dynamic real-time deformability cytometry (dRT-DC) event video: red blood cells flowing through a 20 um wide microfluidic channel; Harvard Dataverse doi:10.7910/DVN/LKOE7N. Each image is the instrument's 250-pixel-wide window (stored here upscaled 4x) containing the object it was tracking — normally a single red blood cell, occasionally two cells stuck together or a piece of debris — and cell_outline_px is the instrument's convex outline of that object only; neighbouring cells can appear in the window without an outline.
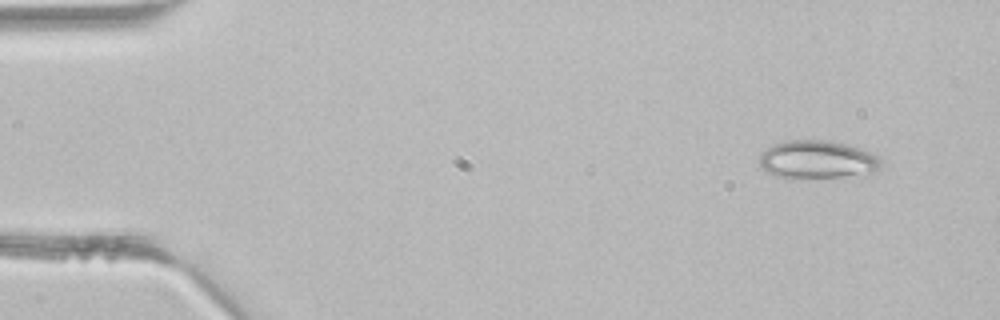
{"species": "common noctule bat (a hibernating species)", "species_latin": "Nyctalus noctula", "temperature_condition": "room temperature", "stored_images_in_passage": 2, "camera_frame_rate_fps": 3000, "um_per_image_px": 0.085, "animal": {"sex": "male", "body_mass_g": 21.5, "forearm_length_mm": 52.0}, "frame": {"image": 1, "passage_image": 1, "time_ms": 0.0, "image_size_px": [1000, 320], "cell_outline_px": [[884, 164], [876, 172], [868, 176], [776, 176], [768, 172], [760, 164], [760, 156], [768, 148], [784, 140], [828, 140], [848, 144], [868, 152], [876, 156]], "centroid_in_image_um": [69.57, 13.55], "position_along_channel_um": 15.4, "area_um2": 26.53}}